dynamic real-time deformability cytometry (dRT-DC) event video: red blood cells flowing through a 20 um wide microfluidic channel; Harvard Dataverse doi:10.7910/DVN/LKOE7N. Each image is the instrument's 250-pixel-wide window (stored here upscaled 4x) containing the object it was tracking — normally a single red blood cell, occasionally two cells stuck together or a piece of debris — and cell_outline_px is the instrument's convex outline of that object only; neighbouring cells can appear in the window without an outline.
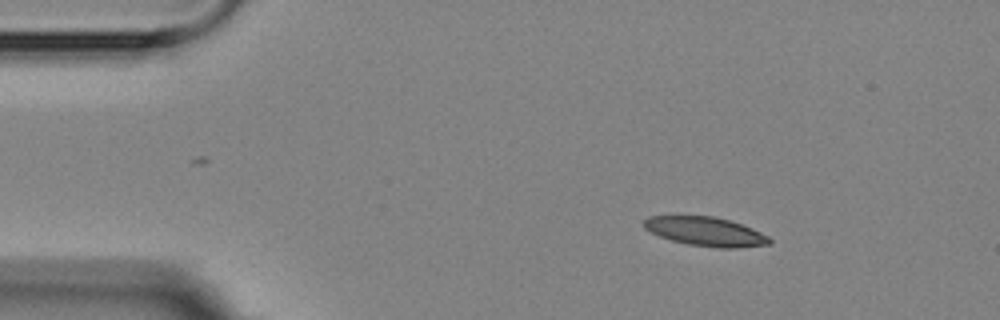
{"species": "Egyptian fruit bat (a non-hibernating species)", "species_latin": "Rousettus aegyptiacus", "temperature_condition": "room temperature", "stored_images_in_passage": 4, "camera_frame_rate_fps": 3000, "um_per_image_px": 0.085, "animal": {"sex": "female"}, "frame": {"image": 1, "passage_image": 2, "time_ms": 1.333, "image_size_px": [1000, 320], "cell_outline_px": [[772, 244], [736, 248], [716, 248], [688, 244], [672, 240], [660, 236], [644, 228], [644, 220], [648, 216], [680, 212], [712, 216], [728, 220], [752, 228], [768, 236], [772, 240]], "centroid_in_image_um": [59.91, 19.63], "position_along_channel_um": 25.1, "area_um2": 22.02}}